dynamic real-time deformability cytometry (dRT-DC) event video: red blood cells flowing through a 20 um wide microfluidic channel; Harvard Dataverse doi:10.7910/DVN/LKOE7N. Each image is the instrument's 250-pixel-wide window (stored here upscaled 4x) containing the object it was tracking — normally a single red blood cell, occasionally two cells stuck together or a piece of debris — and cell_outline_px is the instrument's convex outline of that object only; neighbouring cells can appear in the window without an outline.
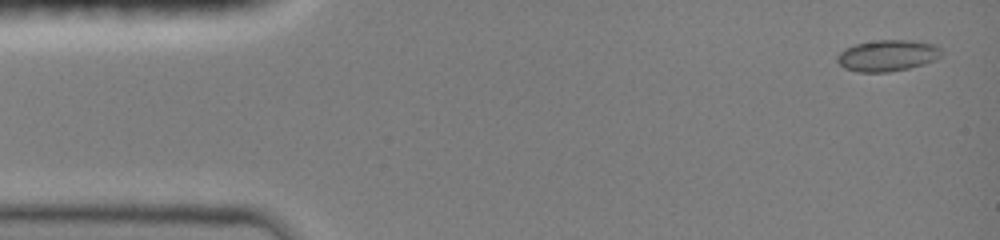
{"species": "common noctule bat (a hibernating species)", "species_latin": "Nyctalus noctula", "temperature_condition": "room temperature", "stored_images_in_passage": 47, "camera_frame_rate_fps": 3000, "um_per_image_px": 0.085, "animal": {"sex": "female", "body_mass_g": 19.0, "forearm_length_mm": 51.5}, "frame": {"image": 1, "passage_image": 2, "time_ms": 0.333, "image_size_px": [1000, 240], "cell_outline_px": [[944, 52], [940, 56], [924, 64], [908, 68], [888, 72], [856, 72], [844, 68], [836, 60], [836, 56], [844, 48], [856, 44], [876, 40], [912, 40], [936, 44]], "centroid_in_image_um": [75.43, 4.72], "position_along_channel_um": 9.6, "area_um2": 19.13}}
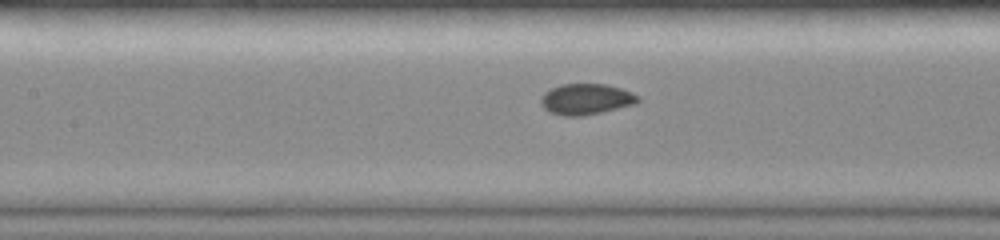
{"frame": {"image": 2, "passage_image": 21, "time_ms": 6.667, "image_size_px": [1000, 240], "cell_outline_px": [[640, 100], [636, 104], [600, 112], [580, 116], [564, 116], [548, 112], [540, 104], [540, 96], [544, 92], [560, 84], [604, 84], [620, 88], [632, 92], [640, 96]], "centroid_in_image_um": [49.79, 8.43], "position_along_channel_um": 157.6, "area_um2": 17.57}}
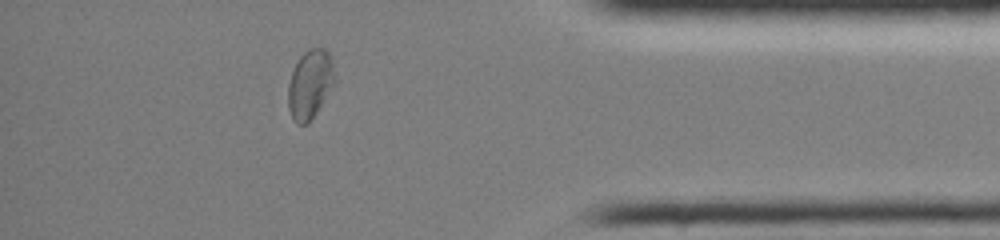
{"frame": {"image": 3, "passage_image": 41, "time_ms": 13.333, "image_size_px": [1000, 240], "cell_outline_px": [[336, 84], [308, 124], [296, 124], [292, 120], [288, 108], [288, 84], [292, 72], [300, 56], [308, 48], [324, 48], [328, 52], [336, 76]], "centroid_in_image_um": [26.36, 7.19], "position_along_channel_um": 408.8, "area_um2": 18.96}}